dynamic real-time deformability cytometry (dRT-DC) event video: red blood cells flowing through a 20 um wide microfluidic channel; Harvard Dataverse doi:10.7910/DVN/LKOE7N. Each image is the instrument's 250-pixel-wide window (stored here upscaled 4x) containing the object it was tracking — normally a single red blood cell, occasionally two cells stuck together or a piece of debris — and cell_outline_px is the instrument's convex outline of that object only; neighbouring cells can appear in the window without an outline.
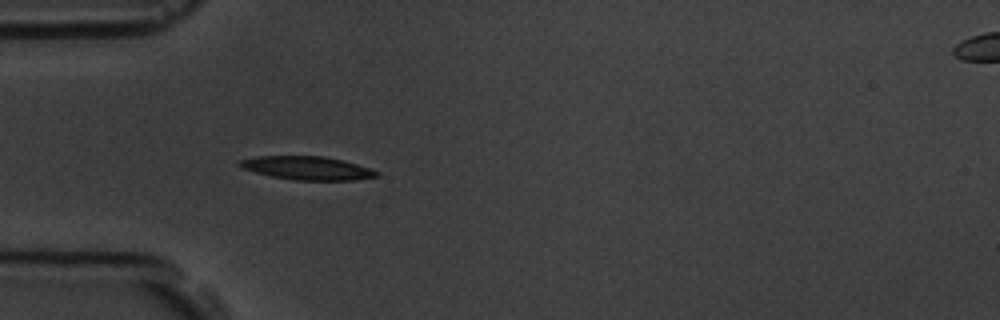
{"species": "common noctule bat (a hibernating species)", "species_latin": "Nyctalus noctula", "temperature_condition": "room temperature", "stored_images_in_passage": 3, "segment_of_instrument_passage": [1, 2], "camera_frame_rate_fps": 3000, "um_per_image_px": 0.085, "animal": {"sex": "male", "body_mass_g": 19.5, "forearm_length_mm": 54.6}, "frame": {"image": 1, "passage_image": 2, "time_ms": 1.0, "image_size_px": [1000, 320], "cell_outline_px": [[380, 176], [352, 180], [292, 180], [272, 176], [240, 168], [236, 164], [240, 160], [256, 156], [324, 156], [372, 168], [380, 172]], "centroid_in_image_um": [26.11, 14.28], "position_along_channel_um": 58.9, "area_um2": 18.73}}